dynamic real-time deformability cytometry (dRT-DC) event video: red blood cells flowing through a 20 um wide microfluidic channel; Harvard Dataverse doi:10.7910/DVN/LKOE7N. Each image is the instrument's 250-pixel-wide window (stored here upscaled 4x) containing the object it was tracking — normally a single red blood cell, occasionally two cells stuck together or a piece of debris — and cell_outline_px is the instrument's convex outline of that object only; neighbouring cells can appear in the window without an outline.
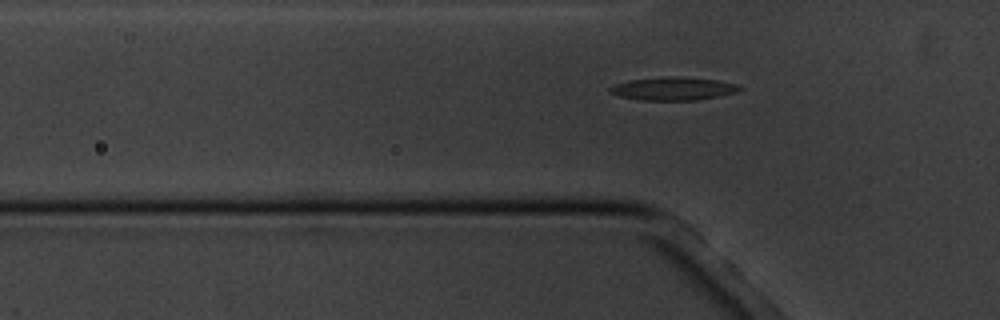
{"species": "common noctule bat (a hibernating species)", "species_latin": "Nyctalus noctula", "temperature_condition": "cold", "stored_images_in_passage": 5, "camera_frame_rate_fps": 3000, "um_per_image_px": 0.085, "animal": {"sex": "male", "body_mass_g": 20.1, "forearm_length_mm": 53.5}, "frame": {"image": 1, "passage_image": 5, "time_ms": 6.333, "image_size_px": [1000, 320], "cell_outline_px": [[744, 88], [736, 92], [696, 100], [640, 100], [620, 96], [608, 92], [608, 88], [616, 84], [628, 80], [716, 80], [736, 84]], "centroid_in_image_um": [57.19, 7.6], "position_along_channel_um": 68.6, "area_um2": 15.95}}